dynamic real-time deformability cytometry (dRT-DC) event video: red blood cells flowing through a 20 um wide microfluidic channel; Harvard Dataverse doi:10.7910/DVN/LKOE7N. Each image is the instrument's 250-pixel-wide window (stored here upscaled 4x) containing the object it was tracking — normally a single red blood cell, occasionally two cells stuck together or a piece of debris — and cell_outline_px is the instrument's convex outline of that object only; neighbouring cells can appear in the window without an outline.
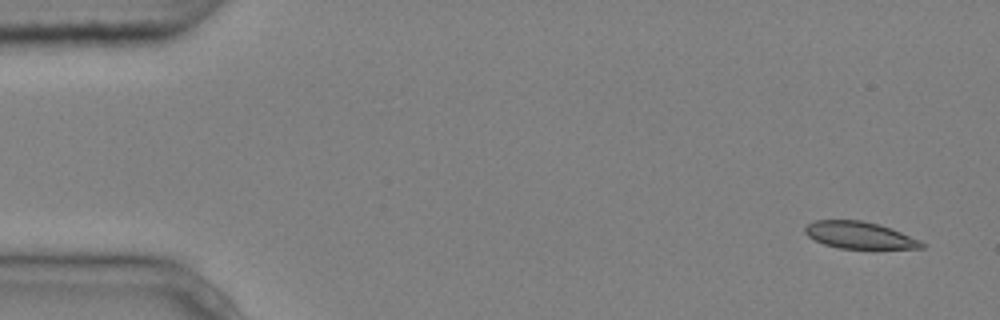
{"species": "common noctule bat (a hibernating species)", "species_latin": "Nyctalus noctula", "temperature_condition": "cold", "stored_images_in_passage": 10, "camera_frame_rate_fps": 3000, "um_per_image_px": 0.085, "animal": {"sex": "male", "body_mass_g": 20.4}, "frame": {"image": 1, "passage_image": 1, "time_ms": 0.0, "image_size_px": [1000, 320], "cell_outline_px": [[924, 248], [872, 252], [840, 248], [824, 244], [808, 236], [804, 232], [804, 228], [808, 224], [816, 220], [860, 220], [880, 224], [892, 228], [920, 240], [924, 244]], "centroid_in_image_um": [73.16, 20.05], "position_along_channel_um": 11.8, "area_um2": 19.36}}
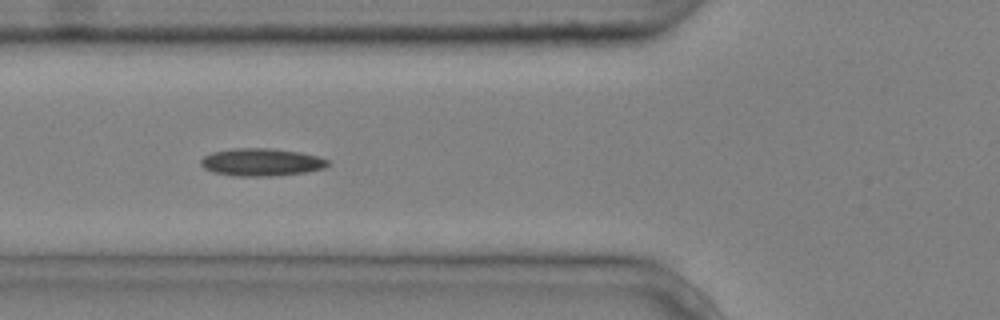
{"frame": {"image": 2, "passage_image": 6, "time_ms": 1.667, "image_size_px": [1000, 320], "cell_outline_px": [[332, 164], [324, 168], [304, 172], [276, 176], [232, 176], [212, 172], [204, 168], [200, 164], [200, 160], [204, 156], [212, 152], [232, 148], [272, 148], [300, 152], [316, 156], [328, 160]], "centroid_in_image_um": [22.2, 13.78], "position_along_channel_um": 103.6, "area_um2": 20.63}}
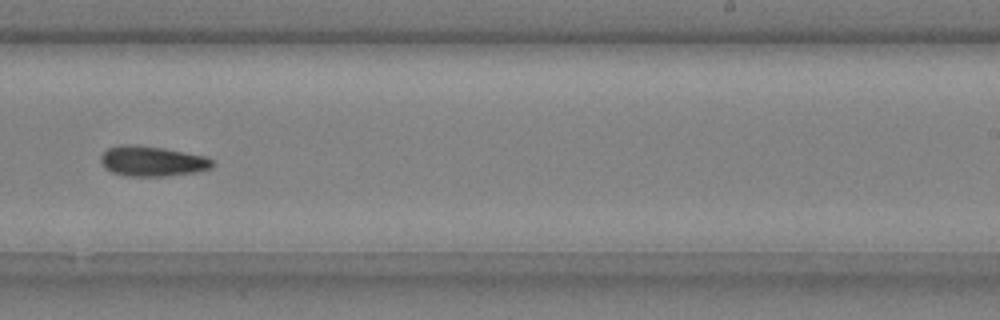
{"frame": {"image": 3, "passage_image": 10, "time_ms": 3.0, "image_size_px": [1000, 320], "cell_outline_px": [[216, 164], [212, 168], [196, 172], [168, 176], [128, 176], [112, 172], [104, 168], [100, 160], [100, 156], [108, 148], [120, 144], [128, 144], [164, 148], [208, 156]], "centroid_in_image_um": [12.97, 13.7], "position_along_channel_um": 276.0, "area_um2": 19.88}}